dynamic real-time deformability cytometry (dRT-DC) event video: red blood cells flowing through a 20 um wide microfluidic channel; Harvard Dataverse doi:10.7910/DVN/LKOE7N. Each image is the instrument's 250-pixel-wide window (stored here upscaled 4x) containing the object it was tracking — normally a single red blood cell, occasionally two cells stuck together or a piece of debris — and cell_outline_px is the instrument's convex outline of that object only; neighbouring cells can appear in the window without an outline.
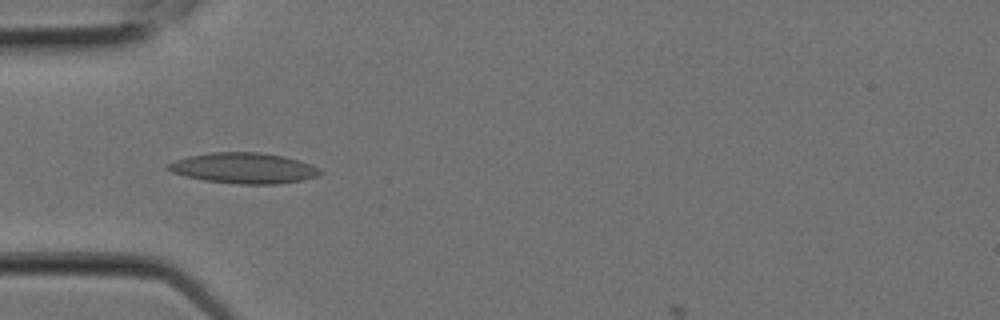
{"species": "Egyptian fruit bat (a non-hibernating species)", "species_latin": "Rousettus aegyptiacus", "temperature_condition": "room temperature", "stored_images_in_passage": 7, "camera_frame_rate_fps": 3000, "um_per_image_px": 0.085, "animal": {"sex": "female"}, "frame": {"image": 1, "passage_image": 6, "time_ms": 1.667, "image_size_px": [1000, 320], "cell_outline_px": [[324, 172], [316, 176], [304, 180], [280, 184], [236, 184], [204, 180], [184, 176], [172, 172], [164, 168], [168, 164], [176, 160], [188, 156], [212, 152], [260, 152], [284, 156], [300, 160], [312, 164], [320, 168]], "centroid_in_image_um": [20.75, 14.29], "position_along_channel_um": 64.2, "area_um2": 27.46}}
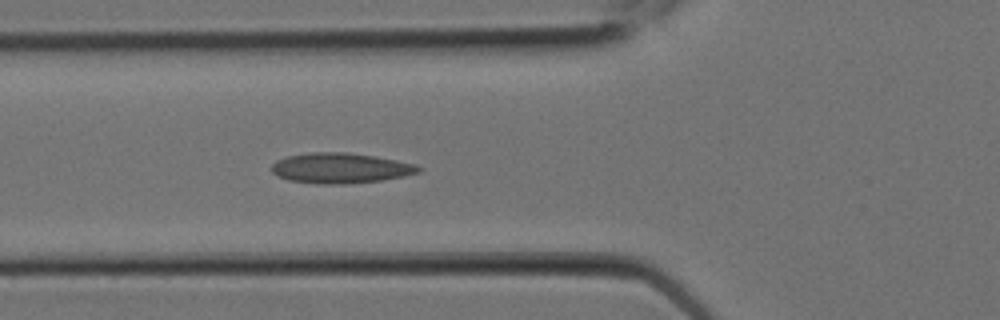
{"frame": {"image": 2, "passage_image": 7, "time_ms": 2.0, "image_size_px": [1000, 320], "cell_outline_px": [[424, 168], [420, 172], [404, 176], [380, 180], [344, 184], [324, 184], [288, 180], [276, 176], [272, 172], [272, 164], [276, 160], [288, 156], [312, 152], [344, 152], [376, 156], [416, 164]], "centroid_in_image_um": [28.95, 14.28], "position_along_channel_um": 96.8, "area_um2": 25.95}}